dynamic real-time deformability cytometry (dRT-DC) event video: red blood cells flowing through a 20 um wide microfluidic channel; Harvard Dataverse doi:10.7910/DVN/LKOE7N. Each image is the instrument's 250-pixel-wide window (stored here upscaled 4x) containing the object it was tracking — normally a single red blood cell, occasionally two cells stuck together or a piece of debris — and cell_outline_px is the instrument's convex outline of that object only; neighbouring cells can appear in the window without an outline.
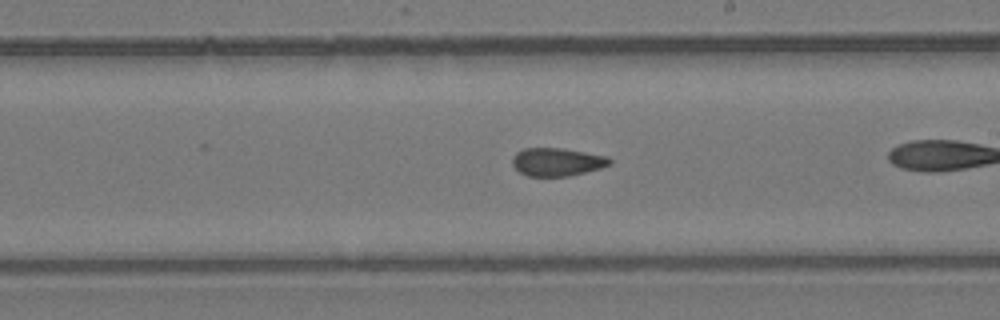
{"species": "common noctule bat (a hibernating species)", "species_latin": "Nyctalus noctula", "temperature_condition": "room temperature", "stored_images_in_passage": 28, "camera_frame_rate_fps": 3000, "um_per_image_px": 0.085, "animal": {"sex": "female", "body_mass_g": 24.6, "forearm_length_mm": 56.2}, "frame": {"image": 1, "passage_image": 13, "time_ms": 4.0, "image_size_px": [1000, 320], "cell_outline_px": [[612, 164], [600, 168], [568, 176], [528, 176], [520, 172], [512, 164], [512, 156], [516, 152], [524, 148], [564, 148], [608, 156], [612, 160]], "centroid_in_image_um": [47.36, 13.75], "position_along_channel_um": 241.6, "area_um2": 16.01}}